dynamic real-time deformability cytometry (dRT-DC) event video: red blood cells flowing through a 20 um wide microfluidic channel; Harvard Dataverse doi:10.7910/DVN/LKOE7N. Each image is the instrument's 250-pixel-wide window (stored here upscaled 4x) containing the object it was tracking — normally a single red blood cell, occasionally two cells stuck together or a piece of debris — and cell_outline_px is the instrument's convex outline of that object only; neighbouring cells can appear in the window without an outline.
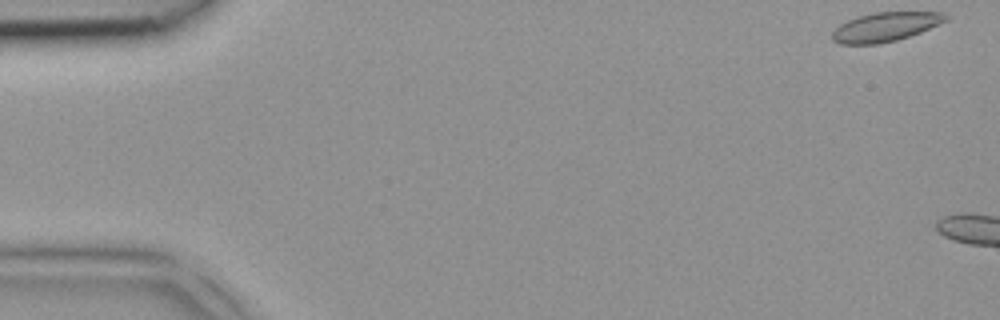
{"species": "common noctule bat (a hibernating species)", "species_latin": "Nyctalus noctula", "temperature_condition": "room temperature", "stored_images_in_passage": 2, "camera_frame_rate_fps": 3000, "um_per_image_px": 0.085, "animal": {"sex": "female", "body_mass_g": 18.4}, "frame": {"image": 1, "passage_image": 1, "time_ms": 0.0, "image_size_px": [1000, 320], "cell_outline_px": [[948, 20], [920, 32], [896, 40], [880, 44], [840, 44], [832, 40], [832, 32], [840, 24], [856, 16], [872, 12], [944, 12], [948, 16]], "centroid_in_image_um": [75.24, 2.28], "position_along_channel_um": 9.8, "area_um2": 19.31}}